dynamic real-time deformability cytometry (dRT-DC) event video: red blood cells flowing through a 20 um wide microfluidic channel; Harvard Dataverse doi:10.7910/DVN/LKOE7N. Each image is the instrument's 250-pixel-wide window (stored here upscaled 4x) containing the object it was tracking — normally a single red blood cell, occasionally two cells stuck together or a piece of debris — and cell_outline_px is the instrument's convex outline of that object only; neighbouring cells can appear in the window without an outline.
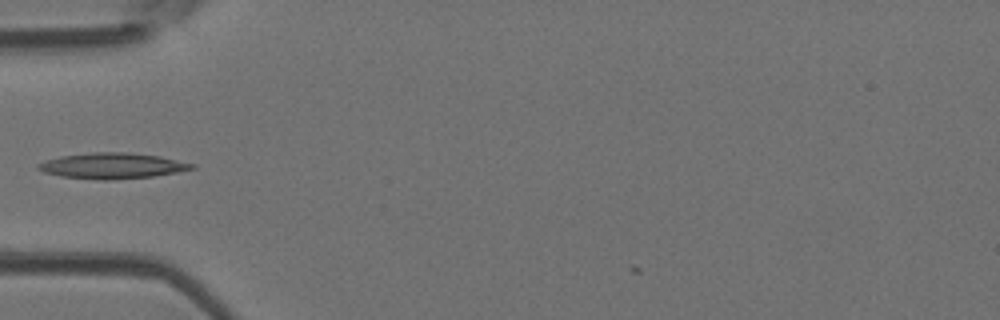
{"species": "Egyptian fruit bat (a non-hibernating species)", "species_latin": "Rousettus aegyptiacus", "temperature_condition": "room temperature", "stored_images_in_passage": 32, "camera_frame_rate_fps": 3000, "um_per_image_px": 0.085, "animal": {"sex": "female"}, "frame": {"image": 1, "passage_image": 1, "time_ms": 0.0, "image_size_px": [1000, 320], "cell_outline_px": [[196, 168], [176, 172], [152, 176], [108, 180], [100, 180], [60, 176], [44, 172], [36, 168], [36, 164], [60, 156], [96, 152], [124, 152], [160, 156], [196, 164]], "centroid_in_image_um": [9.54, 14.09], "position_along_channel_um": 75.5, "area_um2": 22.89}}
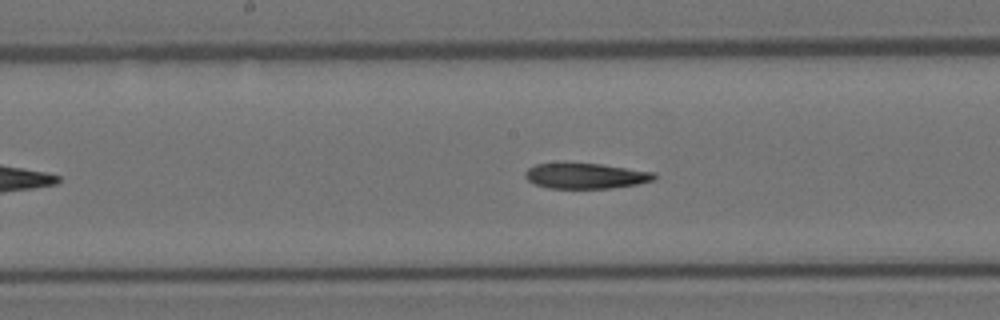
{"frame": {"image": 2, "passage_image": 10, "time_ms": 3.0, "image_size_px": [1000, 320], "cell_outline_px": [[656, 180], [636, 184], [612, 188], [548, 188], [536, 184], [528, 180], [524, 176], [524, 172], [528, 168], [536, 164], [600, 164], [656, 172]], "centroid_in_image_um": [49.82, 14.96], "position_along_channel_um": 198.4, "area_um2": 18.96}}
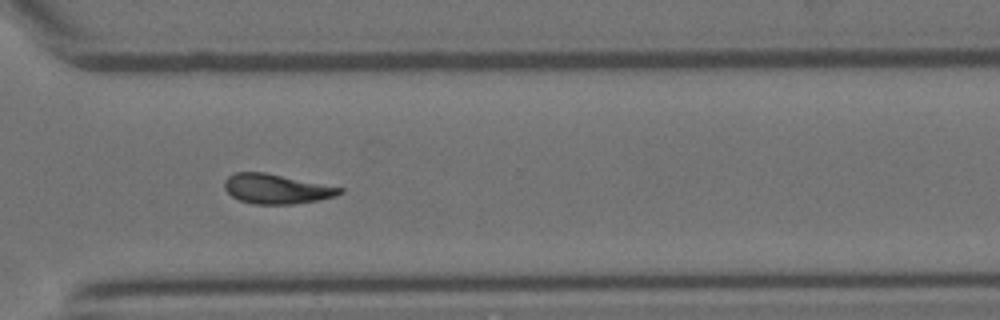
{"frame": {"image": 3, "passage_image": 21, "time_ms": 6.667, "image_size_px": [1000, 320], "cell_outline_px": [[344, 192], [336, 196], [316, 200], [292, 204], [252, 204], [240, 200], [232, 196], [224, 188], [224, 180], [228, 176], [236, 172], [264, 172], [344, 188]], "centroid_in_image_um": [23.48, 16.05], "position_along_channel_um": 347.1, "area_um2": 19.83}}